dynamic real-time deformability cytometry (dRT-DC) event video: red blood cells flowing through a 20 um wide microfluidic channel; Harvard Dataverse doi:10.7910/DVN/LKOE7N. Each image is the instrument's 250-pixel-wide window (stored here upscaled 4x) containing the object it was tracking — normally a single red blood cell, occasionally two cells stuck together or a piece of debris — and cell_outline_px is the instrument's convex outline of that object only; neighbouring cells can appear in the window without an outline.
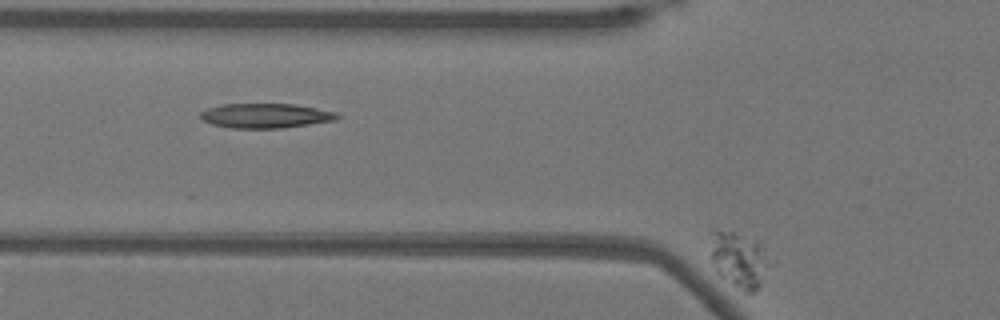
{"species": "Egyptian fruit bat (a non-hibernating species)", "species_latin": "Rousettus aegyptiacus", "temperature_condition": "warm", "stored_images_in_passage": 3, "segment_of_instrument_passage": [2, 2], "camera_frame_rate_fps": 3000, "um_per_image_px": 0.085, "animal": {"sex": "female"}, "frame": {"image": 1, "passage_image": 3, "time_ms": 0.667, "image_size_px": [1000, 320], "cell_outline_px": [[776, 260], [756, 292], [744, 292], [720, 276], [716, 272], [712, 260], [712, 232], [732, 232], [756, 240]], "centroid_in_image_um": [62.96, 22.13], "position_along_channel_um": 62.8, "area_um2": 19.48}}